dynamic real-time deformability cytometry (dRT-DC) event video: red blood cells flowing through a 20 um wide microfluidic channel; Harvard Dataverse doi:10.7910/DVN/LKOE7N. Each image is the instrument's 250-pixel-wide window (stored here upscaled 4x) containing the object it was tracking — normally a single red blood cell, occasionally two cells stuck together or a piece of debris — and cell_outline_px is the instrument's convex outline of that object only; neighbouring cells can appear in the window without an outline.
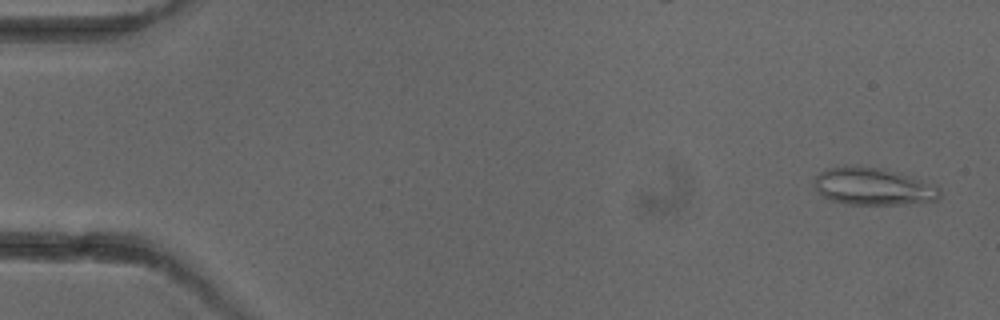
{"species": "common noctule bat (a hibernating species)", "species_latin": "Nyctalus noctula", "temperature_condition": "cold", "stored_images_in_passage": 5, "camera_frame_rate_fps": 3000, "um_per_image_px": 0.085, "animal": {"sex": "female"}, "frame": {"image": 1, "passage_image": 1, "time_ms": 0.0, "image_size_px": [1000, 320], "cell_outline_px": [[940, 196], [936, 200], [900, 204], [844, 204], [832, 200], [816, 192], [812, 180], [820, 172], [828, 168], [844, 164], [884, 168], [936, 184], [940, 188]], "centroid_in_image_um": [74.17, 15.82], "position_along_channel_um": 10.8, "area_um2": 27.69}}